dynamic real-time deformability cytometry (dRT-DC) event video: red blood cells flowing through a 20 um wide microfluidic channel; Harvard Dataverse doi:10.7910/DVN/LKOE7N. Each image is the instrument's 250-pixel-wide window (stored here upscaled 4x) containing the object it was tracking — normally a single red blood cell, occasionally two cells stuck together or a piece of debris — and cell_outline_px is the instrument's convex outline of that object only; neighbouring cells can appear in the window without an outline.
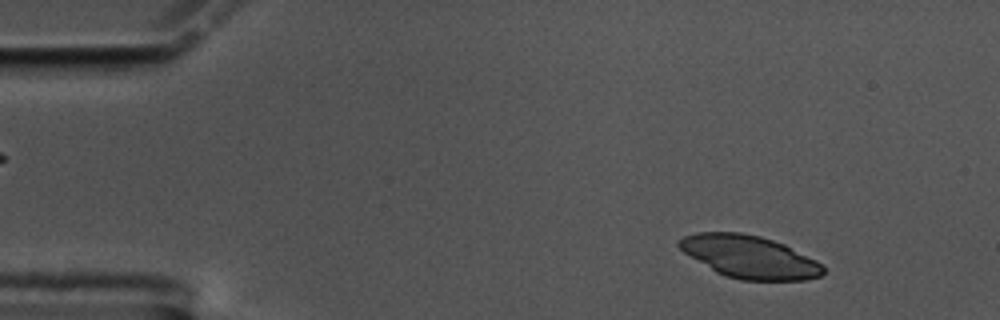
{"species": "common noctule bat (a hibernating species)", "species_latin": "Nyctalus noctula", "temperature_condition": "cold", "stored_images_in_passage": 57, "camera_frame_rate_fps": 3000, "um_per_image_px": 0.085, "animal": {"sex": "male", "body_mass_g": 17.5, "forearm_length_mm": 52.3}, "frame": {"image": 1, "passage_image": 6, "time_ms": 1.667, "image_size_px": [1000, 320], "cell_outline_px": [[824, 272], [820, 276], [808, 280], [740, 280], [716, 272], [684, 252], [676, 244], [676, 240], [684, 236], [696, 232], [740, 232], [760, 236], [784, 244], [816, 260], [824, 268]], "centroid_in_image_um": [63.69, 21.82], "position_along_channel_um": 21.3, "area_um2": 35.6}}